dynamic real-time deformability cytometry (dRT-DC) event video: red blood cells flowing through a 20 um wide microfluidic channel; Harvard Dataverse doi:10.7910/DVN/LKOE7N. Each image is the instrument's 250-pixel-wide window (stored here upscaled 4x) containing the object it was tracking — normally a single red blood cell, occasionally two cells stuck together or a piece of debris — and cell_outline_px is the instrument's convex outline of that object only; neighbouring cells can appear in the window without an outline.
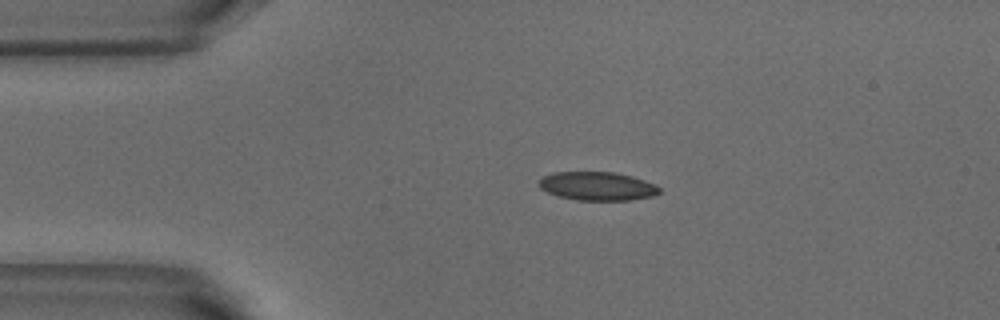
{"species": "common noctule bat (a hibernating species)", "species_latin": "Nyctalus noctula", "temperature_condition": "warm", "stored_images_in_passage": 2, "camera_frame_rate_fps": 3000, "um_per_image_px": 0.085, "animal": {"sex": "male", "body_mass_g": 18.8}, "frame": {"image": 1, "passage_image": 1, "time_ms": 0.0, "image_size_px": [1000, 320], "cell_outline_px": [[660, 192], [652, 196], [628, 200], [576, 200], [556, 196], [540, 188], [536, 180], [540, 176], [552, 172], [616, 172], [632, 176], [644, 180], [660, 188]], "centroid_in_image_um": [50.68, 15.81], "position_along_channel_um": 34.3, "area_um2": 20.23}}